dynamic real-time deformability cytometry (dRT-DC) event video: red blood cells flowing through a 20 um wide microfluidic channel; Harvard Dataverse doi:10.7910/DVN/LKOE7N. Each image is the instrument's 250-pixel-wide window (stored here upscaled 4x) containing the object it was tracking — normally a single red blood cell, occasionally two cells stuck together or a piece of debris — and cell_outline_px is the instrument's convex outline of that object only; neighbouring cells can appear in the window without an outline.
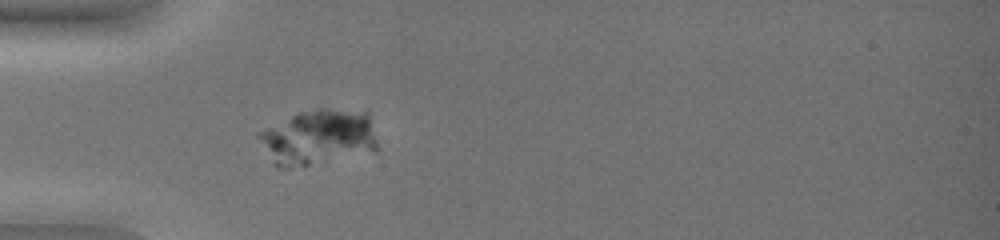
{"species": "common noctule bat (a hibernating species)", "species_latin": "Nyctalus noctula", "temperature_condition": "warm", "stored_images_in_passage": 24, "camera_frame_rate_fps": 3000, "um_per_image_px": 0.085, "animal": {"sex": "female", "body_mass_g": 19.0, "forearm_length_mm": 51.5}, "frame": {"image": 1, "passage_image": 14, "time_ms": 4.333, "image_size_px": [1000, 240], "cell_outline_px": [[376, 152], [288, 168], [284, 168], [272, 164], [256, 136], [256, 132], [300, 112], [320, 108], [368, 112], [376, 140]], "centroid_in_image_um": [27.03, 11.67], "position_along_channel_um": 58.0, "area_um2": 38.21}}
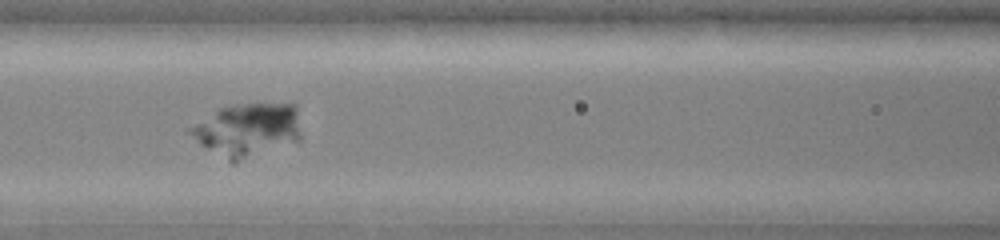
{"frame": {"image": 2, "passage_image": 21, "time_ms": 6.667, "image_size_px": [1000, 240], "cell_outline_px": [[300, 140], [232, 164], [200, 144], [188, 132], [188, 128], [220, 108], [240, 104], [296, 104], [300, 132]], "centroid_in_image_um": [21.04, 11.06], "position_along_channel_um": 145.6, "area_um2": 34.16}}
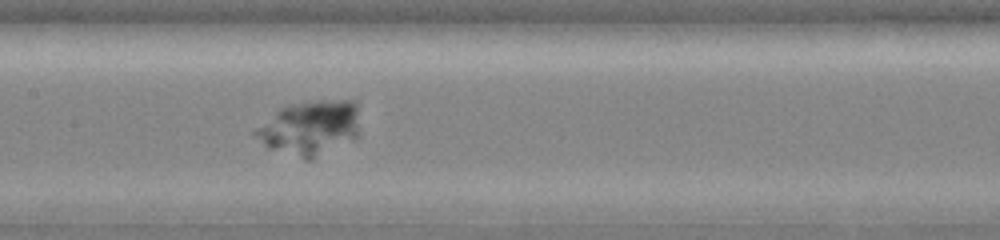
{"frame": {"image": 3, "passage_image": 24, "time_ms": 7.667, "image_size_px": [1000, 240], "cell_outline_px": [[356, 140], [312, 160], [304, 160], [268, 148], [252, 132], [256, 128], [280, 108], [292, 104], [320, 100], [356, 100]], "centroid_in_image_um": [26.34, 10.9], "position_along_channel_um": 181.1, "area_um2": 33.12}}